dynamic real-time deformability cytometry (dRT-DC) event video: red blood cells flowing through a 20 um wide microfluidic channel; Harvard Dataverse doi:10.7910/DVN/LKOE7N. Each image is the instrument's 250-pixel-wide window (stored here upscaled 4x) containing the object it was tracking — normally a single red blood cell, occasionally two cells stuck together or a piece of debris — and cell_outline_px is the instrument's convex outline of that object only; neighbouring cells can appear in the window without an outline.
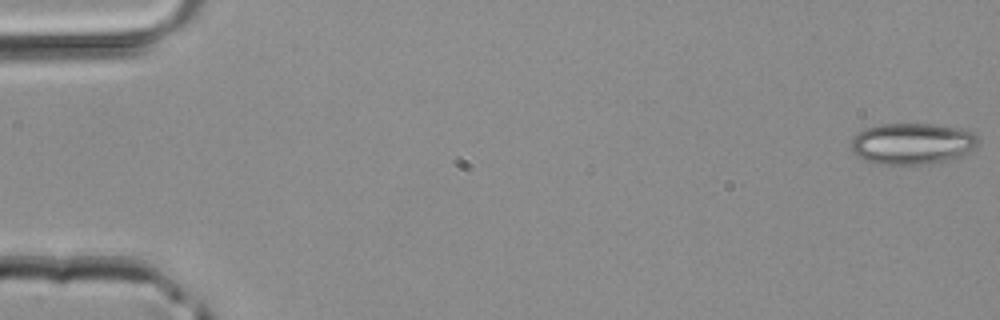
{"species": "common noctule bat (a hibernating species)", "species_latin": "Nyctalus noctula", "temperature_condition": "room temperature", "stored_images_in_passage": 45, "camera_frame_rate_fps": 3000, "um_per_image_px": 0.085, "animal": {"sex": "male", "body_mass_g": 20.4}, "frame": {"image": 1, "passage_image": 1, "time_ms": 0.0, "image_size_px": [1000, 320], "cell_outline_px": [[980, 140], [976, 148], [960, 156], [928, 164], [880, 164], [864, 160], [856, 156], [852, 152], [852, 136], [856, 132], [864, 128], [880, 124], [932, 124], [960, 128], [976, 132], [980, 136]], "centroid_in_image_um": [77.55, 12.19], "position_along_channel_um": 7.4, "area_um2": 30.98}}
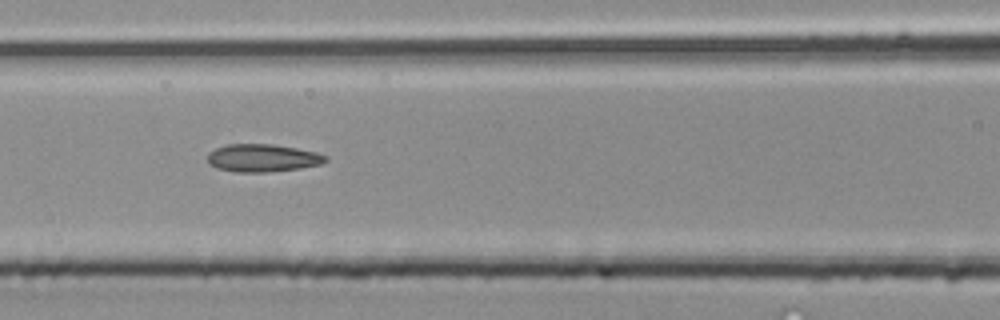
{"frame": {"image": 2, "passage_image": 20, "time_ms": 6.333, "image_size_px": [1000, 320], "cell_outline_px": [[328, 160], [320, 164], [300, 168], [264, 172], [236, 172], [216, 168], [208, 160], [208, 152], [216, 148], [228, 144], [272, 144], [296, 148], [316, 152], [328, 156]], "centroid_in_image_um": [22.33, 13.42], "position_along_channel_um": 144.3, "area_um2": 18.96}}
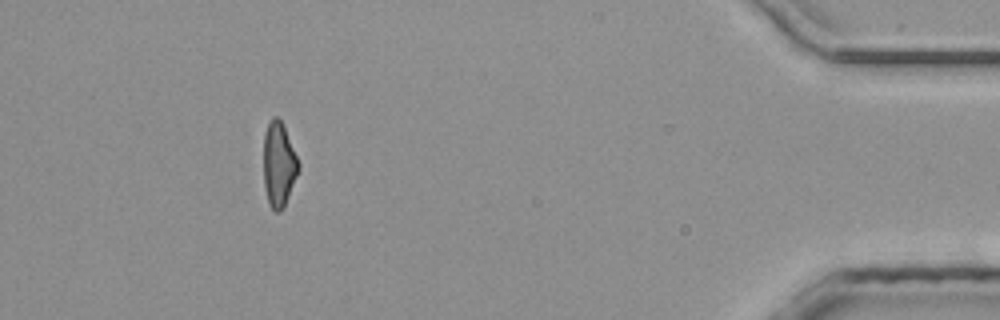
{"frame": {"image": 3, "passage_image": 41, "time_ms": 13.333, "image_size_px": [1000, 320], "cell_outline_px": [[300, 168], [284, 208], [280, 212], [276, 212], [268, 204], [264, 188], [264, 132], [272, 116], [276, 116], [280, 120], [284, 128], [300, 164]], "centroid_in_image_um": [23.69, 14.02], "position_along_channel_um": 411.5, "area_um2": 17.22}}